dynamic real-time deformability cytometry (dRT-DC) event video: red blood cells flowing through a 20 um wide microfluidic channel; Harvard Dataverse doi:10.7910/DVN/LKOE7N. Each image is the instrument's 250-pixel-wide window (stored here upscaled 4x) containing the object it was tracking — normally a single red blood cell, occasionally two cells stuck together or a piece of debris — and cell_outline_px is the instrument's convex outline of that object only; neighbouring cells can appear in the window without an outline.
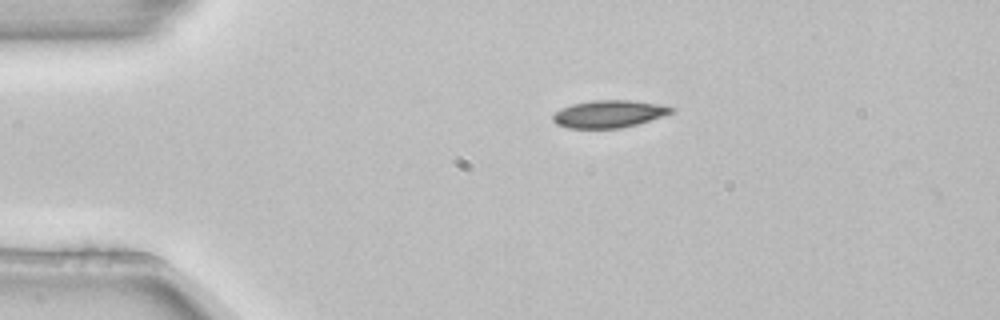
{"species": "common noctule bat (a hibernating species)", "species_latin": "Nyctalus noctula", "temperature_condition": "room temperature", "stored_images_in_passage": 2, "camera_frame_rate_fps": 3000, "um_per_image_px": 0.085, "animal": {"sex": "female", "body_mass_g": 22.7, "forearm_length_mm": 54.2}, "frame": {"image": 1, "passage_image": 1, "time_ms": 0.0, "image_size_px": [1000, 320], "cell_outline_px": [[676, 108], [672, 112], [664, 116], [636, 124], [620, 128], [568, 128], [556, 124], [552, 120], [552, 116], [560, 108], [572, 104], [596, 100], [628, 100], [660, 104]], "centroid_in_image_um": [51.75, 9.68], "position_along_channel_um": 33.3, "area_um2": 18.84}}